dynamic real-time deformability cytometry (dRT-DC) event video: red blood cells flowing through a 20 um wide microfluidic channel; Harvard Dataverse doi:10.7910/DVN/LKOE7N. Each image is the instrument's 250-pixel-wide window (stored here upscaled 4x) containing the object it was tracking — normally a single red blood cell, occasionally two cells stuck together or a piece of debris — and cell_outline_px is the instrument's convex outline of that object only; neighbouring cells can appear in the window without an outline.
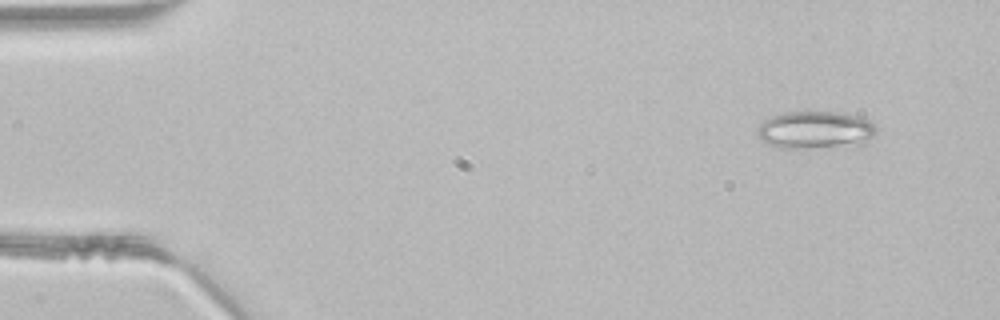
{"species": "common noctule bat (a hibernating species)", "species_latin": "Nyctalus noctula", "temperature_condition": "room temperature", "stored_images_in_passage": 44, "segment_of_instrument_passage": [1, 3], "camera_frame_rate_fps": 3000, "um_per_image_px": 0.085, "animal": {"sex": "male", "body_mass_g": 21.5, "forearm_length_mm": 52.0}, "frame": {"image": 1, "passage_image": 1, "time_ms": 0.0, "image_size_px": [1000, 320], "cell_outline_px": [[876, 136], [868, 144], [804, 148], [780, 148], [768, 144], [756, 136], [756, 128], [764, 120], [772, 116], [784, 112], [836, 112], [860, 116], [876, 124]], "centroid_in_image_um": [69.34, 11.05], "position_along_channel_um": 15.7, "area_um2": 26.47}}
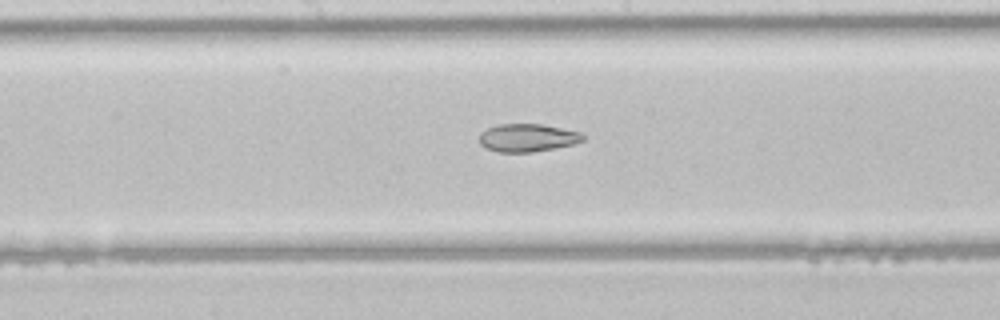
{"frame": {"image": 2, "passage_image": 21, "time_ms": 6.667, "image_size_px": [1000, 320], "cell_outline_px": [[584, 140], [572, 144], [556, 148], [532, 152], [496, 152], [480, 144], [480, 132], [488, 128], [500, 124], [540, 124], [580, 132], [584, 136]], "centroid_in_image_um": [44.82, 11.71], "position_along_channel_um": 203.4, "area_um2": 16.7}}
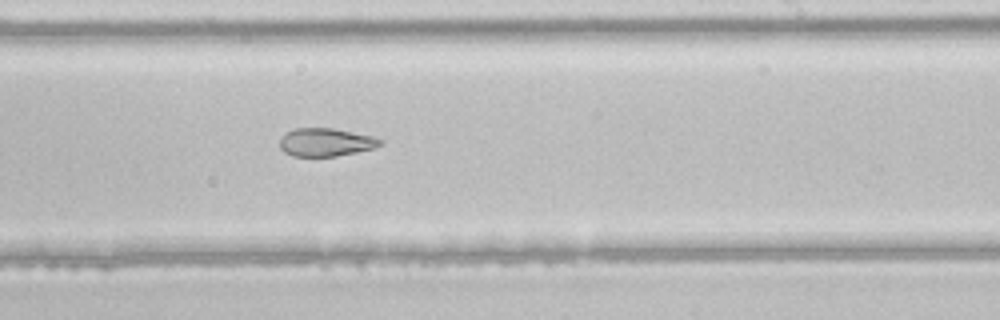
{"frame": {"image": 3, "passage_image": 25, "time_ms": 8.0, "image_size_px": [1000, 320], "cell_outline_px": [[380, 144], [372, 148], [356, 152], [336, 156], [292, 156], [284, 152], [280, 148], [280, 136], [284, 132], [292, 128], [332, 128], [372, 136], [380, 140]], "centroid_in_image_um": [27.58, 12.08], "position_along_channel_um": 261.4, "area_um2": 16.36}}